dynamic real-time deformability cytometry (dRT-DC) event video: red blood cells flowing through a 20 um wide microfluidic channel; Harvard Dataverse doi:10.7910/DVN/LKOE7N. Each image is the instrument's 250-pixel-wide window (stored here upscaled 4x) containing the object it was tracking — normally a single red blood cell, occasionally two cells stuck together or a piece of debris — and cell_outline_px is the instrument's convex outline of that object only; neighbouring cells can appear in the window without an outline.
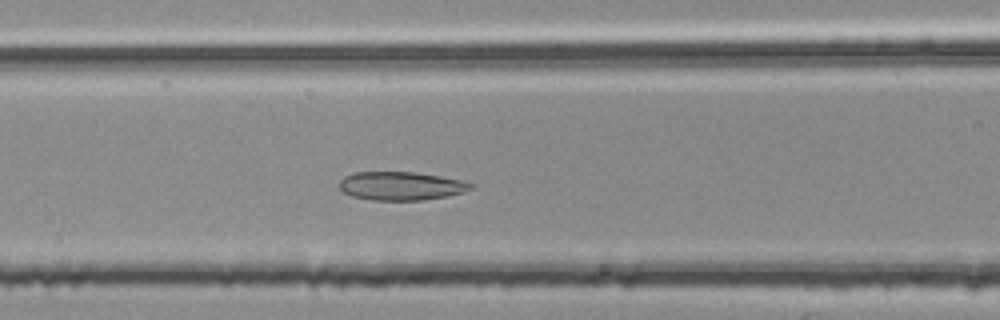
{"species": "common noctule bat (a hibernating species)", "species_latin": "Nyctalus noctula", "temperature_condition": "room temperature", "stored_images_in_passage": 37, "camera_frame_rate_fps": 3000, "um_per_image_px": 0.085, "animal": {"sex": "female", "body_mass_g": 25.1}, "frame": {"image": 1, "passage_image": 11, "time_ms": 3.333, "image_size_px": [1000, 320], "cell_outline_px": [[476, 184], [472, 188], [464, 192], [448, 196], [420, 200], [372, 200], [352, 196], [344, 192], [340, 188], [340, 180], [344, 176], [356, 172], [416, 172], [464, 180]], "centroid_in_image_um": [34.13, 15.8], "position_along_channel_um": 132.5, "area_um2": 21.91}}
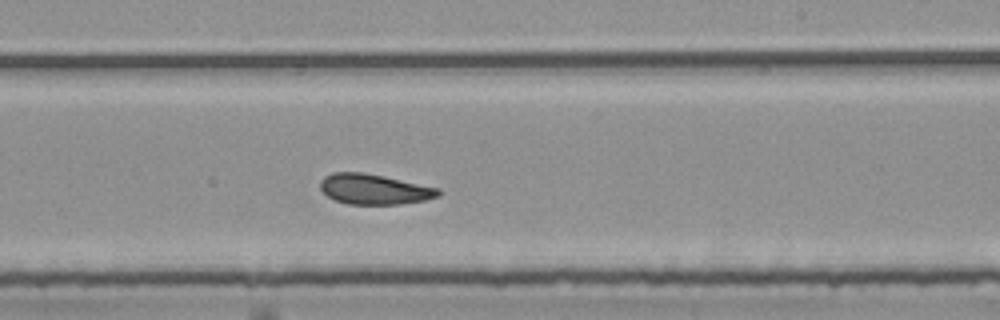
{"frame": {"image": 2, "passage_image": 21, "time_ms": 6.667, "image_size_px": [1000, 320], "cell_outline_px": [[440, 196], [424, 200], [400, 204], [348, 204], [336, 200], [328, 196], [320, 188], [320, 180], [324, 176], [332, 172], [364, 172], [384, 176], [440, 188]], "centroid_in_image_um": [31.81, 16.07], "position_along_channel_um": 257.2, "area_um2": 20.87}}
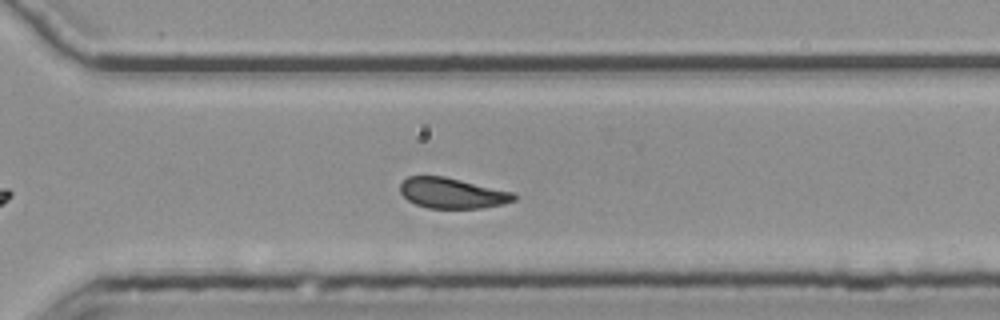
{"frame": {"image": 3, "passage_image": 27, "time_ms": 8.667, "image_size_px": [1000, 320], "cell_outline_px": [[516, 200], [504, 204], [480, 208], [428, 208], [416, 204], [408, 200], [400, 192], [400, 184], [408, 176], [444, 176], [516, 192]], "centroid_in_image_um": [38.48, 16.41], "position_along_channel_um": 332.1, "area_um2": 20.35}, "authors_computed_cell_mechanics": {"area_um2": 21.2704, "velocity_mm_per_s": 3.752, "shape_relaxation_time_tau1_ms": null, "shape_relaxation_time_tau2_ms": 2.4217, "deformation_change_tau1": null, "deformation_change_tau2": 0.087}}